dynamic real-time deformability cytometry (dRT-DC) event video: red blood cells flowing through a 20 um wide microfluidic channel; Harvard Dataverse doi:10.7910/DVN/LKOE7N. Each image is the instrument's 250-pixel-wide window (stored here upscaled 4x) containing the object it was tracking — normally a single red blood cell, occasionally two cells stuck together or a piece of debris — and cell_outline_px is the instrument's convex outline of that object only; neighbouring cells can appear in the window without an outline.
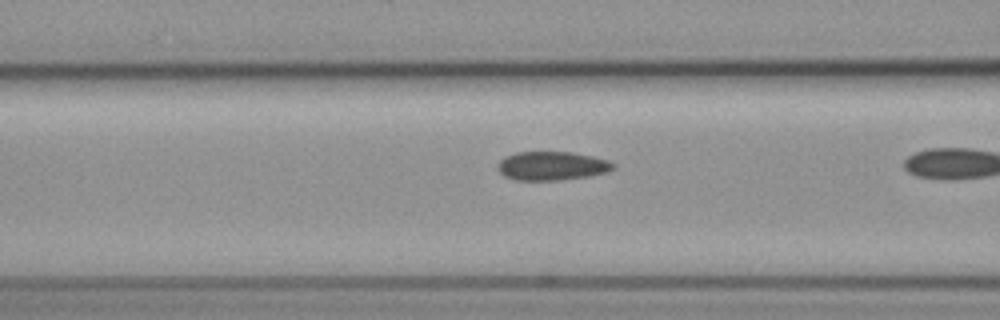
{"species": "common noctule bat (a hibernating species)", "species_latin": "Nyctalus noctula", "temperature_condition": "cold", "stored_images_in_passage": 4, "camera_frame_rate_fps": 3000, "um_per_image_px": 0.085, "animal": {"sex": "female", "body_mass_g": 19.3, "forearm_length_mm": 54.1}, "frame": {"image": 1, "passage_image": 3, "time_ms": 3.333, "image_size_px": [1000, 320], "cell_outline_px": [[616, 168], [608, 172], [588, 176], [556, 180], [516, 180], [504, 176], [496, 168], [496, 164], [500, 160], [516, 152], [572, 152], [592, 156], [608, 160], [616, 164]], "centroid_in_image_um": [46.92, 14.1], "position_along_channel_um": 119.7, "area_um2": 19.42}}